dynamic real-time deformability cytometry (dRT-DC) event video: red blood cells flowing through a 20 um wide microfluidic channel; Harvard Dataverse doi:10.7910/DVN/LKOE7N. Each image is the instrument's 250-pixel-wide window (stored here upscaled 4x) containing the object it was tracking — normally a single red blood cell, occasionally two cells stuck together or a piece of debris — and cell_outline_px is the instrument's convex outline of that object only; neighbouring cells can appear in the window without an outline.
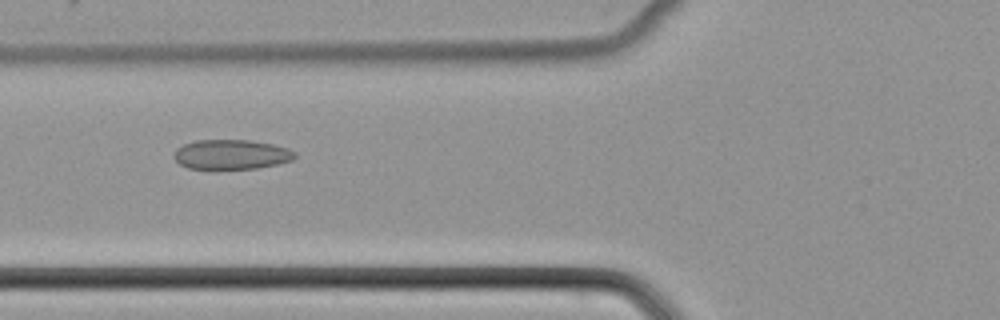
{"species": "common noctule bat (a hibernating species)", "species_latin": "Nyctalus noctula", "temperature_condition": "cold", "stored_images_in_passage": 51, "camera_frame_rate_fps": 3000, "um_per_image_px": 0.085, "animal": {"sex": "female", "body_mass_g": 22.7, "forearm_length_mm": 54.2}, "frame": {"image": 1, "passage_image": 20, "time_ms": 6.333, "image_size_px": [1000, 320], "cell_outline_px": [[296, 156], [292, 160], [276, 164], [256, 168], [216, 172], [208, 172], [188, 168], [180, 164], [172, 156], [176, 148], [184, 144], [196, 140], [248, 140], [272, 144], [288, 148], [296, 152]], "centroid_in_image_um": [19.59, 13.18], "position_along_channel_um": 106.2, "area_um2": 21.85}}
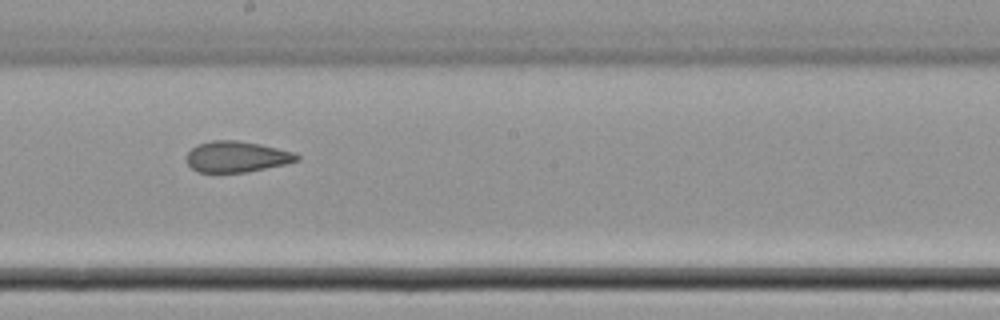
{"frame": {"image": 2, "passage_image": 29, "time_ms": 9.333, "image_size_px": [1000, 320], "cell_outline_px": [[300, 160], [284, 164], [248, 172], [196, 172], [184, 160], [188, 152], [192, 148], [200, 144], [212, 140], [236, 140], [260, 144], [296, 152], [300, 156]], "centroid_in_image_um": [20.12, 13.32], "position_along_channel_um": 228.1, "area_um2": 20.0}}
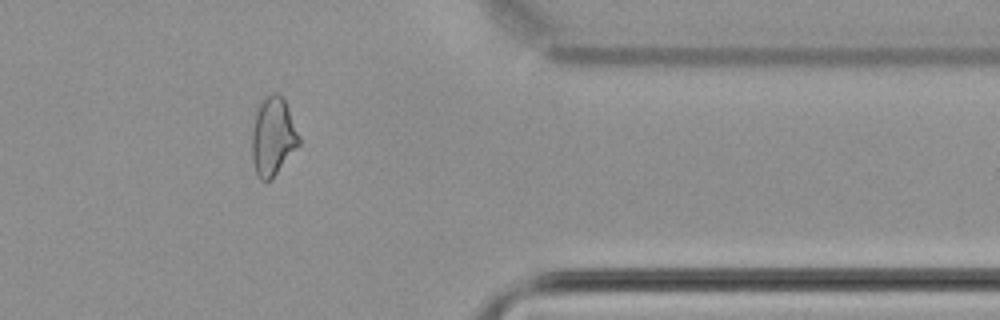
{"frame": {"image": 3, "passage_image": 42, "time_ms": 13.667, "image_size_px": [1000, 320], "cell_outline_px": [[300, 144], [272, 180], [260, 180], [256, 176], [252, 160], [252, 128], [256, 112], [260, 104], [272, 92], [276, 92], [284, 100], [288, 108], [300, 136]], "centroid_in_image_um": [23.2, 11.66], "position_along_channel_um": 388.2, "area_um2": 21.5}}